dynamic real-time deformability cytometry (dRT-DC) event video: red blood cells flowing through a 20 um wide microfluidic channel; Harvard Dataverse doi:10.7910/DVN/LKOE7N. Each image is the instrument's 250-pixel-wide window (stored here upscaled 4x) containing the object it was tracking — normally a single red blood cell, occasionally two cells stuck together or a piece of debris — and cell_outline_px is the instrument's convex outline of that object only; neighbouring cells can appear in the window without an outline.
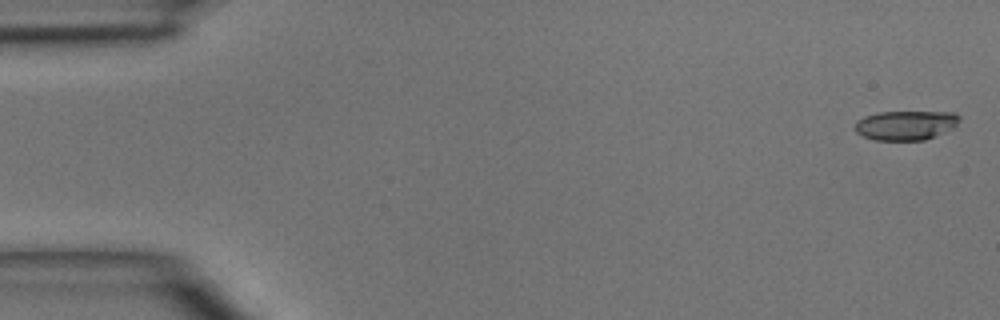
{"species": "common noctule bat (a hibernating species)", "species_latin": "Nyctalus noctula", "temperature_condition": "room temperature", "stored_images_in_passage": 47, "camera_frame_rate_fps": 3000, "um_per_image_px": 0.085, "animal": {"sex": "male", "body_mass_g": 15.6}, "frame": {"image": 1, "passage_image": 1, "time_ms": 0.0, "image_size_px": [1000, 320], "cell_outline_px": [[960, 120], [952, 128], [944, 132], [924, 140], [876, 140], [864, 136], [856, 132], [856, 120], [864, 116], [880, 112], [952, 112], [960, 116]], "centroid_in_image_um": [76.98, 10.64], "position_along_channel_um": 8.0, "area_um2": 17.74}}
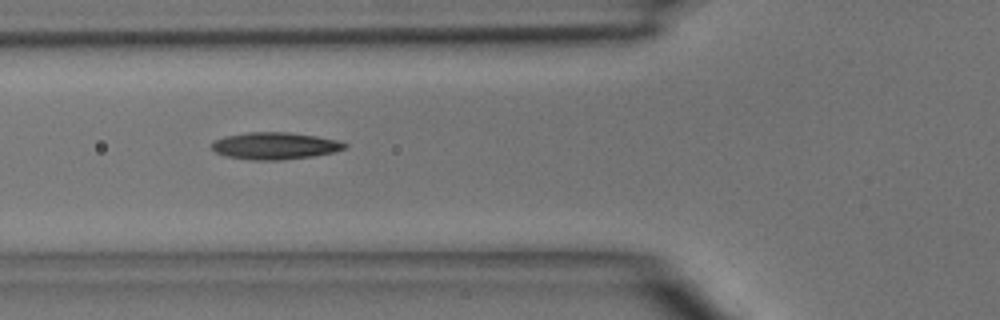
{"frame": {"image": 2, "passage_image": 17, "time_ms": 5.333, "image_size_px": [1000, 320], "cell_outline_px": [[348, 144], [344, 148], [332, 152], [312, 156], [280, 160], [252, 160], [228, 156], [216, 152], [212, 148], [212, 144], [216, 140], [224, 136], [248, 132], [288, 132], [316, 136], [336, 140]], "centroid_in_image_um": [23.35, 12.39], "position_along_channel_um": 102.4, "area_um2": 20.63}}
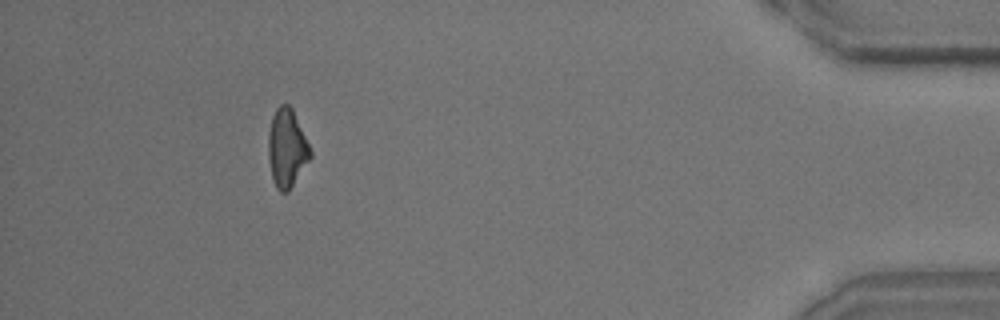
{"frame": {"image": 3, "passage_image": 43, "time_ms": 14.0, "image_size_px": [1000, 320], "cell_outline_px": [[312, 156], [288, 192], [280, 192], [276, 188], [272, 180], [268, 156], [268, 136], [272, 116], [276, 108], [280, 104], [288, 104], [292, 108], [312, 152]], "centroid_in_image_um": [24.37, 12.61], "position_along_channel_um": 410.8, "area_um2": 19.13}}